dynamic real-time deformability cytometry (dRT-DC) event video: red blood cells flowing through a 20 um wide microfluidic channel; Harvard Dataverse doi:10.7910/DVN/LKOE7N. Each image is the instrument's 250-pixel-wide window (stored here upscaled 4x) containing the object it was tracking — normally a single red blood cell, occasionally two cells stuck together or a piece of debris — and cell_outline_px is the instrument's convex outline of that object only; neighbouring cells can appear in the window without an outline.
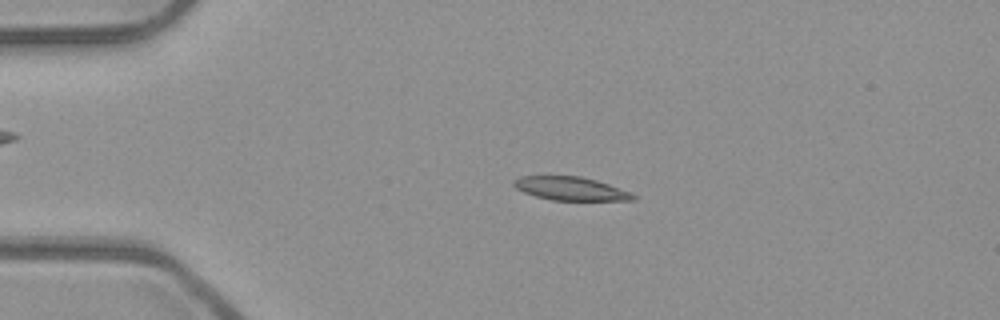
{"species": "common noctule bat (a hibernating species)", "species_latin": "Nyctalus noctula", "temperature_condition": "room temperature", "stored_images_in_passage": 4, "camera_frame_rate_fps": 3000, "um_per_image_px": 0.085, "animal": {"sex": "male", "body_mass_g": 23.1, "forearm_length_mm": 52.7}, "frame": {"image": 1, "passage_image": 3, "time_ms": 0.667, "image_size_px": [1000, 320], "cell_outline_px": [[636, 200], [552, 200], [536, 196], [524, 192], [516, 188], [512, 184], [512, 180], [520, 176], [580, 176], [596, 180], [608, 184], [628, 192], [636, 196]], "centroid_in_image_um": [48.45, 16.02], "position_along_channel_um": 36.5, "area_um2": 16.13}}